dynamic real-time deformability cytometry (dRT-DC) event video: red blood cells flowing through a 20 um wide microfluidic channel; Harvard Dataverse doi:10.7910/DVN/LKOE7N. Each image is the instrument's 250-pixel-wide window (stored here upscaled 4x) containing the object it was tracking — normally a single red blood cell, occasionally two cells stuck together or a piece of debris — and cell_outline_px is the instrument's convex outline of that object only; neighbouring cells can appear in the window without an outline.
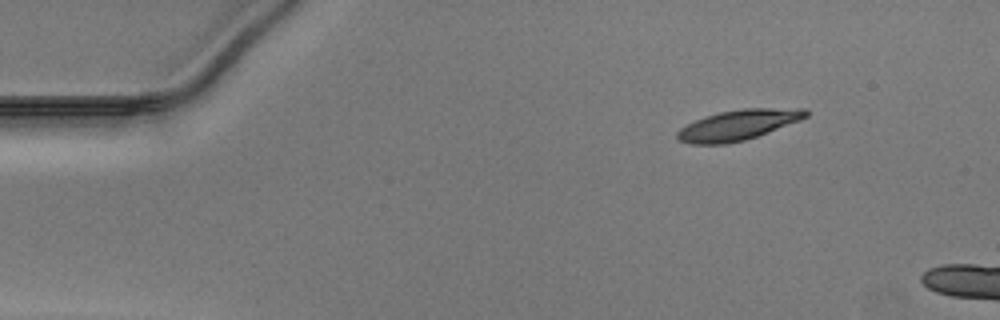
{"species": "Egyptian fruit bat (a non-hibernating species)", "species_latin": "Rousettus aegyptiacus", "temperature_condition": "warm", "stored_images_in_passage": 44, "camera_frame_rate_fps": 3000, "um_per_image_px": 0.085, "animal": {"sex": "male"}, "frame": {"image": 1, "passage_image": 1, "time_ms": 0.0, "image_size_px": [1000, 320], "cell_outline_px": [[808, 116], [800, 120], [756, 136], [744, 140], [724, 144], [692, 144], [676, 140], [676, 132], [680, 128], [704, 116], [720, 112], [744, 108], [804, 108], [808, 112]], "centroid_in_image_um": [62.71, 10.62], "position_along_channel_um": 22.3, "area_um2": 22.54}}
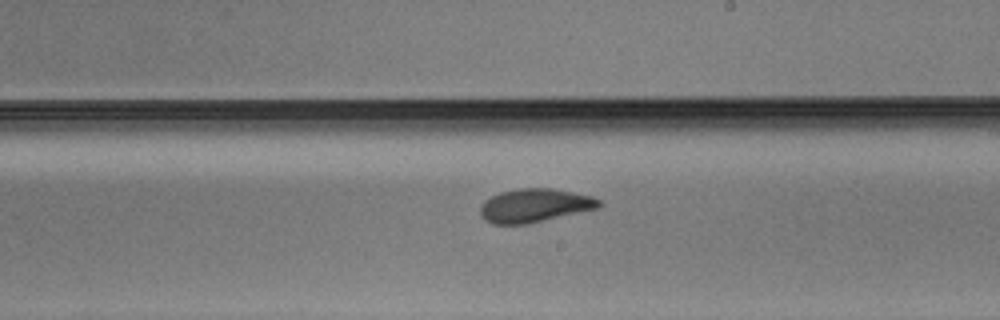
{"frame": {"image": 2, "passage_image": 23, "time_ms": 7.333, "image_size_px": [1000, 320], "cell_outline_px": [[604, 204], [600, 208], [528, 224], [492, 224], [484, 220], [480, 216], [480, 208], [484, 200], [500, 192], [520, 188], [552, 188], [592, 196], [600, 200]], "centroid_in_image_um": [45.46, 17.47], "position_along_channel_um": 243.5, "area_um2": 23.47}}
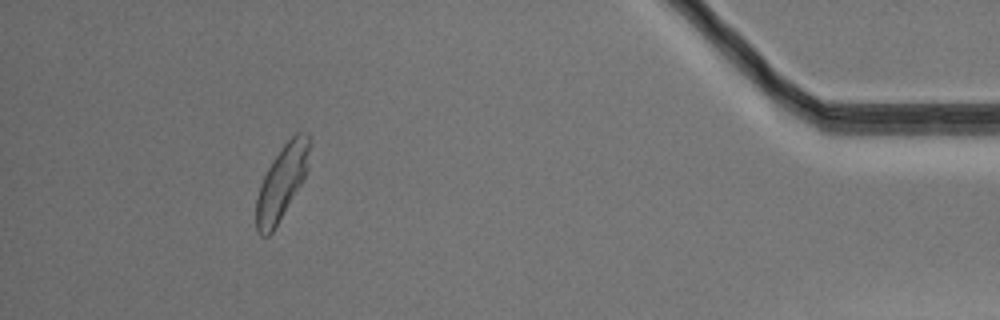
{"frame": {"image": 3, "passage_image": 40, "time_ms": 13.0, "image_size_px": [1000, 320], "cell_outline_px": [[312, 140], [308, 168], [300, 184], [272, 232], [268, 236], [260, 236], [256, 228], [256, 200], [260, 184], [272, 160], [280, 148], [296, 132], [308, 132], [312, 136]], "centroid_in_image_um": [23.98, 15.42], "position_along_channel_um": 411.2, "area_um2": 22.95}}